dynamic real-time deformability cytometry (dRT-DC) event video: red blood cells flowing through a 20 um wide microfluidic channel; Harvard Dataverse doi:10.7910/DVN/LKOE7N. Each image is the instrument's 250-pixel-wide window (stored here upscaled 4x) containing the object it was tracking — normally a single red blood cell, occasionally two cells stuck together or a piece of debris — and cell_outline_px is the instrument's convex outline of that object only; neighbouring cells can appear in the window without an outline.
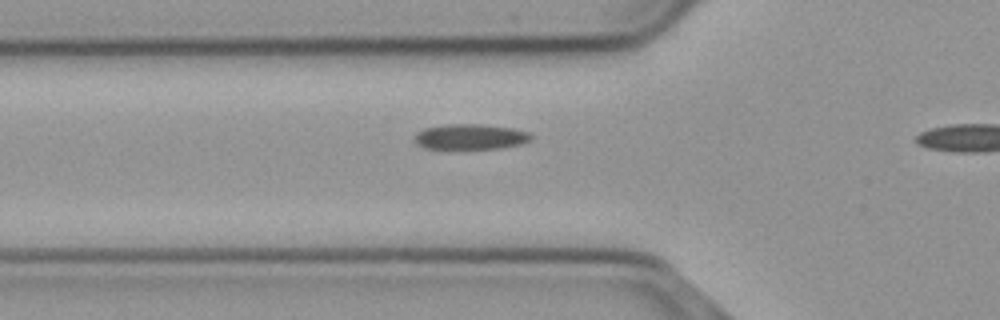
{"species": "common noctule bat (a hibernating species)", "species_latin": "Nyctalus noctula", "temperature_condition": "cold", "stored_images_in_passage": 18, "camera_frame_rate_fps": 3000, "um_per_image_px": 0.085, "animal": {"sex": "male", "body_mass_g": 23.1, "forearm_length_mm": 52.7}, "frame": {"image": 1, "passage_image": 6, "time_ms": 1.667, "image_size_px": [1000, 320], "cell_outline_px": [[532, 136], [528, 140], [520, 144], [500, 148], [424, 148], [416, 140], [416, 136], [424, 128], [444, 124], [480, 124], [512, 128], [528, 132]], "centroid_in_image_um": [40.01, 11.61], "position_along_channel_um": 85.8, "area_um2": 16.76}}
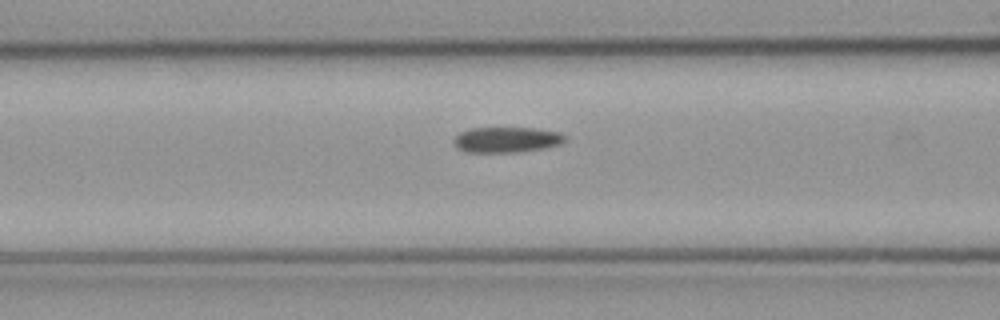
{"frame": {"image": 2, "passage_image": 9, "time_ms": 2.667, "image_size_px": [1000, 320], "cell_outline_px": [[568, 140], [560, 144], [540, 148], [516, 152], [468, 152], [456, 148], [452, 144], [452, 140], [460, 132], [472, 128], [536, 128], [560, 132], [568, 136]], "centroid_in_image_um": [43.06, 11.87], "position_along_channel_um": 123.5, "area_um2": 16.65}}
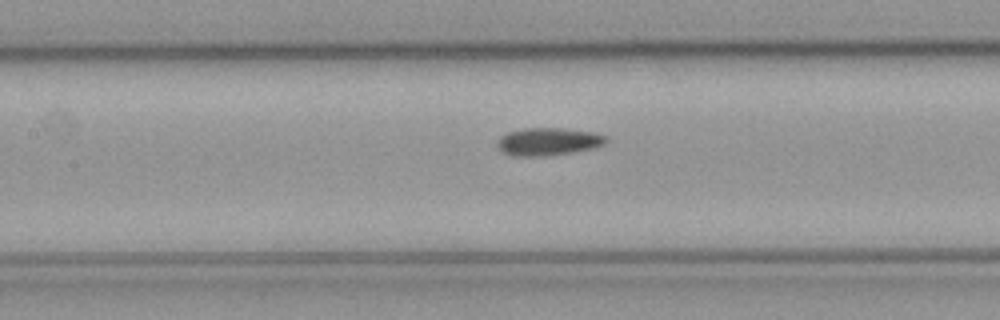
{"frame": {"image": 3, "passage_image": 12, "time_ms": 3.667, "image_size_px": [1000, 320], "cell_outline_px": [[608, 140], [604, 144], [592, 148], [572, 152], [544, 156], [512, 156], [504, 152], [496, 144], [496, 140], [500, 136], [508, 132], [524, 128], [564, 128], [596, 132], [608, 136]], "centroid_in_image_um": [46.61, 12.02], "position_along_channel_um": 160.8, "area_um2": 17.69}}